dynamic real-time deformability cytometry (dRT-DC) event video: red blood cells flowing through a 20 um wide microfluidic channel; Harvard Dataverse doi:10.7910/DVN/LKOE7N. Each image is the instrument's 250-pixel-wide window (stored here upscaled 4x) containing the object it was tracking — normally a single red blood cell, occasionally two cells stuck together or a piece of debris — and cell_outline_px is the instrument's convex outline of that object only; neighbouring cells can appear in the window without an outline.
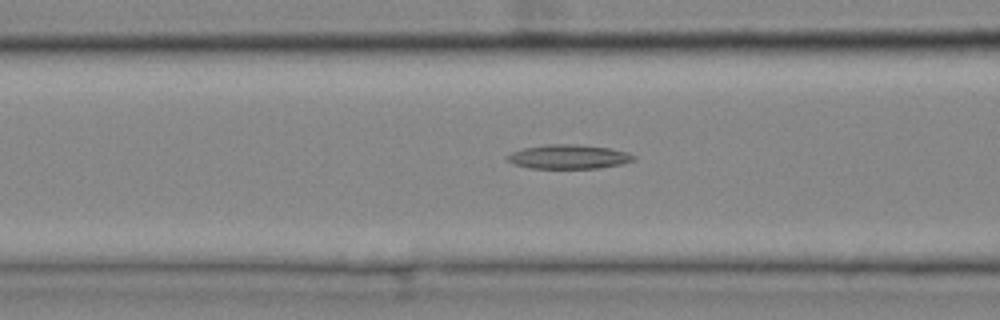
{"species": "common noctule bat (a hibernating species)", "species_latin": "Nyctalus noctula", "temperature_condition": "cold", "stored_images_in_passage": 55, "camera_frame_rate_fps": 3000, "um_per_image_px": 0.085, "animal": {"sex": "female", "body_mass_g": 25.1}, "frame": {"image": 1, "passage_image": 22, "time_ms": 7.0, "image_size_px": [1000, 320], "cell_outline_px": [[636, 160], [620, 164], [596, 168], [528, 168], [512, 164], [504, 156], [512, 152], [524, 148], [544, 144], [576, 144], [608, 148], [628, 152], [636, 156]], "centroid_in_image_um": [48.3, 13.32], "position_along_channel_um": 118.3, "area_um2": 17.86}}
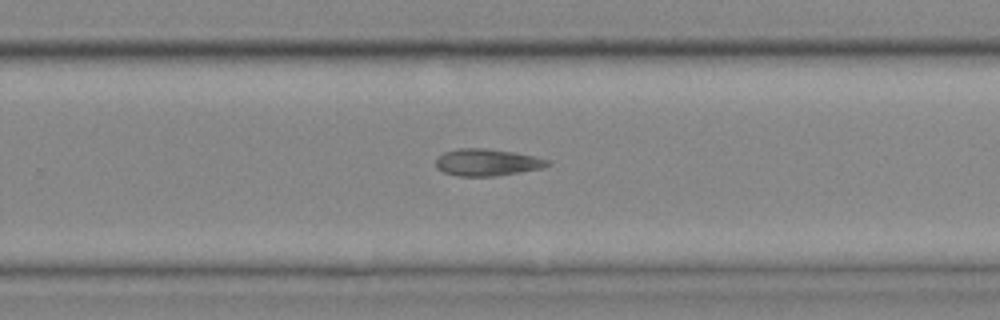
{"frame": {"image": 2, "passage_image": 36, "time_ms": 11.667, "image_size_px": [1000, 320], "cell_outline_px": [[552, 164], [544, 168], [496, 176], [456, 176], [444, 172], [436, 168], [436, 160], [444, 152], [460, 148], [488, 148], [512, 152], [532, 156], [548, 160]], "centroid_in_image_um": [41.4, 13.81], "position_along_channel_um": 288.4, "area_um2": 17.51}}
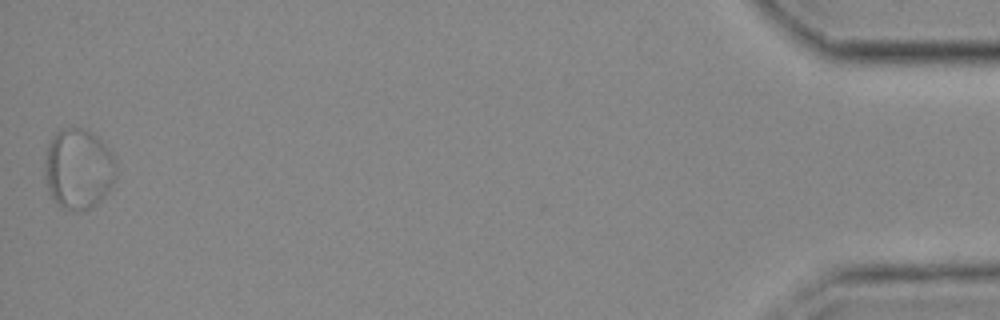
{"frame": {"image": 3, "passage_image": 55, "time_ms": 18.0, "image_size_px": [1000, 320], "cell_outline_px": [[116, 176], [112, 184], [104, 196], [96, 204], [88, 208], [76, 212], [64, 208], [52, 196], [48, 188], [44, 176], [44, 172], [48, 144], [56, 132], [60, 128], [80, 128], [96, 136], [116, 156]], "centroid_in_image_um": [6.68, 14.34], "position_along_channel_um": 428.5, "area_um2": 33.23}}